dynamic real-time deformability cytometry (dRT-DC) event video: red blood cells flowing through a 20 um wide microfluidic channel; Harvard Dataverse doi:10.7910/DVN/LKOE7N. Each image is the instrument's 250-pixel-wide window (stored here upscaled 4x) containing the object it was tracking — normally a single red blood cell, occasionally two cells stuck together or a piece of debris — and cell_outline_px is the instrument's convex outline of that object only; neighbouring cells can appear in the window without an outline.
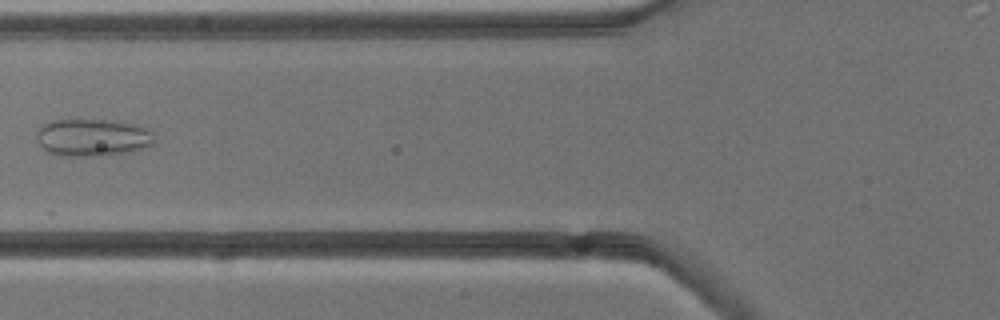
{"species": "common noctule bat (a hibernating species)", "species_latin": "Nyctalus noctula", "temperature_condition": "cold", "stored_images_in_passage": 5, "camera_frame_rate_fps": 3000, "um_per_image_px": 0.085, "animal": {"sex": "male", "body_mass_g": 13.3}, "frame": {"image": 1, "passage_image": 4, "time_ms": 4.333, "image_size_px": [1000, 320], "cell_outline_px": [[156, 140], [152, 144], [144, 148], [132, 152], [104, 156], [72, 156], [48, 152], [40, 144], [36, 136], [36, 132], [40, 124], [52, 120], [116, 120], [136, 124], [148, 128], [152, 132]], "centroid_in_image_um": [7.91, 11.68], "position_along_channel_um": 117.9, "area_um2": 26.07}}